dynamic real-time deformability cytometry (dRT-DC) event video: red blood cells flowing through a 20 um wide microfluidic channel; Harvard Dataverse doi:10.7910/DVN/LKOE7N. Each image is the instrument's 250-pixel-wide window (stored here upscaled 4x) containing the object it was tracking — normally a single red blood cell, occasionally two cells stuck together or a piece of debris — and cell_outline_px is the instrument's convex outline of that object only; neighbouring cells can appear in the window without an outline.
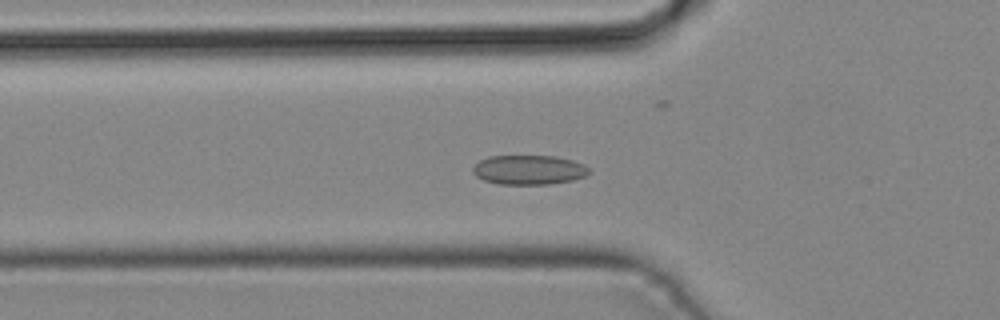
{"species": "common noctule bat (a hibernating species)", "species_latin": "Nyctalus noctula", "temperature_condition": "cold", "stored_images_in_passage": 41, "camera_frame_rate_fps": 3000, "um_per_image_px": 0.085, "animal": {"sex": "male", "body_mass_g": 19.2, "forearm_length_mm": 51.8}, "frame": {"image": 1, "passage_image": 13, "time_ms": 4.0, "image_size_px": [1000, 320], "cell_outline_px": [[592, 172], [588, 176], [572, 180], [548, 184], [496, 184], [484, 180], [476, 176], [472, 172], [472, 168], [480, 160], [488, 156], [556, 156], [572, 160], [584, 164]], "centroid_in_image_um": [44.97, 14.44], "position_along_channel_um": 80.8, "area_um2": 20.11}}
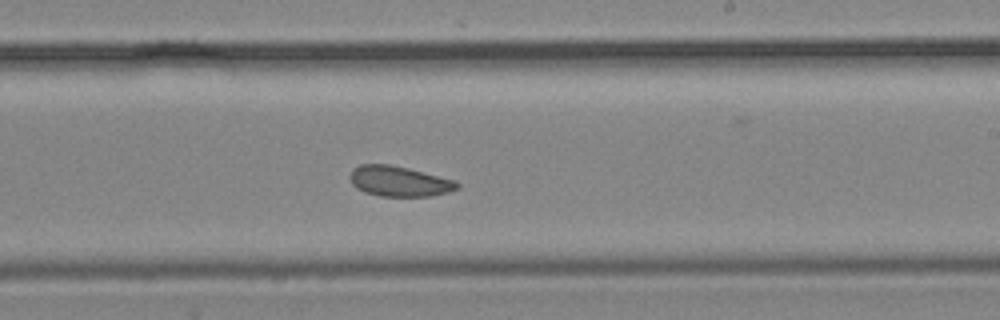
{"frame": {"image": 2, "passage_image": 24, "time_ms": 7.667, "image_size_px": [1000, 320], "cell_outline_px": [[460, 188], [448, 192], [432, 196], [380, 196], [364, 192], [356, 188], [352, 184], [348, 176], [352, 168], [360, 164], [388, 164], [408, 168], [452, 180], [460, 184]], "centroid_in_image_um": [33.87, 15.41], "position_along_channel_um": 255.1, "area_um2": 18.96}}
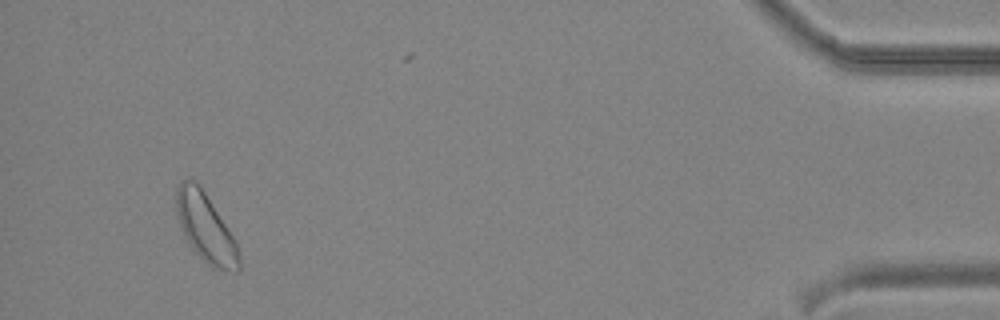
{"frame": {"image": 3, "passage_image": 39, "time_ms": 12.667, "image_size_px": [1000, 320], "cell_outline_px": [[240, 272], [232, 272], [212, 268], [192, 248], [180, 224], [176, 212], [176, 188], [180, 180], [192, 180], [204, 192], [236, 240], [240, 256]], "centroid_in_image_um": [17.51, 19.41], "position_along_channel_um": 417.7, "area_um2": 24.62}}